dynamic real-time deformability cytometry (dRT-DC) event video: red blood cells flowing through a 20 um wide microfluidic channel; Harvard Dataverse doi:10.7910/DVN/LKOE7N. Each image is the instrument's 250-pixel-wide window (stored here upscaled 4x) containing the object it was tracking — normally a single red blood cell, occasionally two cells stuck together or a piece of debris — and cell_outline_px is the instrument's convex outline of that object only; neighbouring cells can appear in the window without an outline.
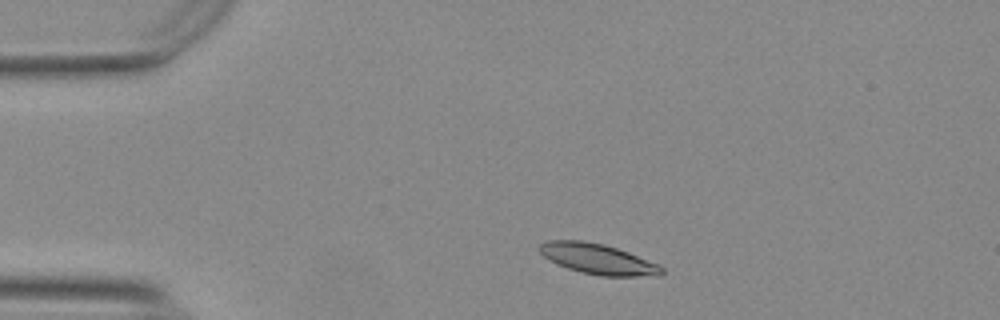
{"species": "Egyptian fruit bat (a non-hibernating species)", "species_latin": "Rousettus aegyptiacus", "temperature_condition": "warm", "stored_images_in_passage": 8, "camera_frame_rate_fps": 3000, "um_per_image_px": 0.085, "animal": {"sex": "female"}, "frame": {"image": 1, "passage_image": 8, "time_ms": 2.333, "image_size_px": [1000, 320], "cell_outline_px": [[664, 272], [636, 276], [600, 276], [580, 272], [556, 264], [548, 260], [540, 252], [540, 244], [548, 240], [584, 240], [604, 244], [628, 252], [656, 264], [664, 268]], "centroid_in_image_um": [50.72, 21.99], "position_along_channel_um": 34.3, "area_um2": 21.27}}